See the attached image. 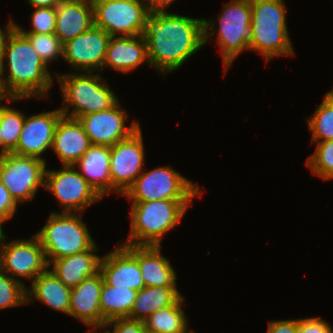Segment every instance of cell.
I'll return each mask as SVG.
<instances>
[{"instance_id":"obj_32","label":"cell","mask_w":333,"mask_h":333,"mask_svg":"<svg viewBox=\"0 0 333 333\" xmlns=\"http://www.w3.org/2000/svg\"><path fill=\"white\" fill-rule=\"evenodd\" d=\"M27 288L0 269V310L27 304Z\"/></svg>"},{"instance_id":"obj_1","label":"cell","mask_w":333,"mask_h":333,"mask_svg":"<svg viewBox=\"0 0 333 333\" xmlns=\"http://www.w3.org/2000/svg\"><path fill=\"white\" fill-rule=\"evenodd\" d=\"M149 65L164 75L180 67L204 45V19L150 12L142 34Z\"/></svg>"},{"instance_id":"obj_4","label":"cell","mask_w":333,"mask_h":333,"mask_svg":"<svg viewBox=\"0 0 333 333\" xmlns=\"http://www.w3.org/2000/svg\"><path fill=\"white\" fill-rule=\"evenodd\" d=\"M192 200L131 202V231L122 245L161 246L162 237L182 220Z\"/></svg>"},{"instance_id":"obj_23","label":"cell","mask_w":333,"mask_h":333,"mask_svg":"<svg viewBox=\"0 0 333 333\" xmlns=\"http://www.w3.org/2000/svg\"><path fill=\"white\" fill-rule=\"evenodd\" d=\"M110 157L111 147L92 144L73 165L102 198L111 194Z\"/></svg>"},{"instance_id":"obj_40","label":"cell","mask_w":333,"mask_h":333,"mask_svg":"<svg viewBox=\"0 0 333 333\" xmlns=\"http://www.w3.org/2000/svg\"><path fill=\"white\" fill-rule=\"evenodd\" d=\"M5 76L2 74V71L0 70V101L7 100V102L11 103V101H17V100H24V98H15L14 95L9 91L6 82H5ZM0 106L1 103H0Z\"/></svg>"},{"instance_id":"obj_42","label":"cell","mask_w":333,"mask_h":333,"mask_svg":"<svg viewBox=\"0 0 333 333\" xmlns=\"http://www.w3.org/2000/svg\"><path fill=\"white\" fill-rule=\"evenodd\" d=\"M66 0H28V4L31 5V7L37 8V7H56L61 2H64Z\"/></svg>"},{"instance_id":"obj_14","label":"cell","mask_w":333,"mask_h":333,"mask_svg":"<svg viewBox=\"0 0 333 333\" xmlns=\"http://www.w3.org/2000/svg\"><path fill=\"white\" fill-rule=\"evenodd\" d=\"M93 145L114 146L117 142L129 137L139 127V121H133L129 126L126 110L119 101L111 108L89 113L78 119Z\"/></svg>"},{"instance_id":"obj_6","label":"cell","mask_w":333,"mask_h":333,"mask_svg":"<svg viewBox=\"0 0 333 333\" xmlns=\"http://www.w3.org/2000/svg\"><path fill=\"white\" fill-rule=\"evenodd\" d=\"M250 27V0H232L226 3L215 21L204 18L205 44L209 37L217 35V43L223 57L224 73L240 53L249 50Z\"/></svg>"},{"instance_id":"obj_21","label":"cell","mask_w":333,"mask_h":333,"mask_svg":"<svg viewBox=\"0 0 333 333\" xmlns=\"http://www.w3.org/2000/svg\"><path fill=\"white\" fill-rule=\"evenodd\" d=\"M94 25L93 4L88 0H66L56 6L55 35L64 44Z\"/></svg>"},{"instance_id":"obj_17","label":"cell","mask_w":333,"mask_h":333,"mask_svg":"<svg viewBox=\"0 0 333 333\" xmlns=\"http://www.w3.org/2000/svg\"><path fill=\"white\" fill-rule=\"evenodd\" d=\"M62 115L63 113L58 108L25 116L18 145L12 153L45 161L41 155L48 148H52L55 128Z\"/></svg>"},{"instance_id":"obj_27","label":"cell","mask_w":333,"mask_h":333,"mask_svg":"<svg viewBox=\"0 0 333 333\" xmlns=\"http://www.w3.org/2000/svg\"><path fill=\"white\" fill-rule=\"evenodd\" d=\"M137 291L129 288L113 287L103 283L100 295V308L103 326L107 321L128 318L136 299Z\"/></svg>"},{"instance_id":"obj_38","label":"cell","mask_w":333,"mask_h":333,"mask_svg":"<svg viewBox=\"0 0 333 333\" xmlns=\"http://www.w3.org/2000/svg\"><path fill=\"white\" fill-rule=\"evenodd\" d=\"M266 333H298V319L270 321Z\"/></svg>"},{"instance_id":"obj_18","label":"cell","mask_w":333,"mask_h":333,"mask_svg":"<svg viewBox=\"0 0 333 333\" xmlns=\"http://www.w3.org/2000/svg\"><path fill=\"white\" fill-rule=\"evenodd\" d=\"M104 283L101 272L85 278L72 288L69 315L97 331L103 327L100 295Z\"/></svg>"},{"instance_id":"obj_24","label":"cell","mask_w":333,"mask_h":333,"mask_svg":"<svg viewBox=\"0 0 333 333\" xmlns=\"http://www.w3.org/2000/svg\"><path fill=\"white\" fill-rule=\"evenodd\" d=\"M26 289L27 304L38 300L48 307L69 315L72 288L65 286L48 267ZM30 300V301H29Z\"/></svg>"},{"instance_id":"obj_33","label":"cell","mask_w":333,"mask_h":333,"mask_svg":"<svg viewBox=\"0 0 333 333\" xmlns=\"http://www.w3.org/2000/svg\"><path fill=\"white\" fill-rule=\"evenodd\" d=\"M31 43L34 50L40 55L43 61L48 63L63 57V43L54 34H23Z\"/></svg>"},{"instance_id":"obj_5","label":"cell","mask_w":333,"mask_h":333,"mask_svg":"<svg viewBox=\"0 0 333 333\" xmlns=\"http://www.w3.org/2000/svg\"><path fill=\"white\" fill-rule=\"evenodd\" d=\"M60 83L63 115L79 119L89 113L107 110L119 100L102 75L95 72L55 73ZM73 109L68 111L69 107Z\"/></svg>"},{"instance_id":"obj_16","label":"cell","mask_w":333,"mask_h":333,"mask_svg":"<svg viewBox=\"0 0 333 333\" xmlns=\"http://www.w3.org/2000/svg\"><path fill=\"white\" fill-rule=\"evenodd\" d=\"M104 282L113 287L139 291L145 287L138 264V246L119 244L104 255L100 262Z\"/></svg>"},{"instance_id":"obj_28","label":"cell","mask_w":333,"mask_h":333,"mask_svg":"<svg viewBox=\"0 0 333 333\" xmlns=\"http://www.w3.org/2000/svg\"><path fill=\"white\" fill-rule=\"evenodd\" d=\"M181 296L172 306L162 308L144 320L146 333H196L187 331L188 324Z\"/></svg>"},{"instance_id":"obj_13","label":"cell","mask_w":333,"mask_h":333,"mask_svg":"<svg viewBox=\"0 0 333 333\" xmlns=\"http://www.w3.org/2000/svg\"><path fill=\"white\" fill-rule=\"evenodd\" d=\"M141 127L111 147V190L123 195L143 171L145 161Z\"/></svg>"},{"instance_id":"obj_39","label":"cell","mask_w":333,"mask_h":333,"mask_svg":"<svg viewBox=\"0 0 333 333\" xmlns=\"http://www.w3.org/2000/svg\"><path fill=\"white\" fill-rule=\"evenodd\" d=\"M149 12H166L175 0H143Z\"/></svg>"},{"instance_id":"obj_12","label":"cell","mask_w":333,"mask_h":333,"mask_svg":"<svg viewBox=\"0 0 333 333\" xmlns=\"http://www.w3.org/2000/svg\"><path fill=\"white\" fill-rule=\"evenodd\" d=\"M5 241L6 236L3 231L0 244V269L10 274L13 279L21 283L23 281L20 278L33 281L49 267L44 249L35 234L29 240Z\"/></svg>"},{"instance_id":"obj_9","label":"cell","mask_w":333,"mask_h":333,"mask_svg":"<svg viewBox=\"0 0 333 333\" xmlns=\"http://www.w3.org/2000/svg\"><path fill=\"white\" fill-rule=\"evenodd\" d=\"M92 4L94 25L110 36L143 34L150 13L143 0H98Z\"/></svg>"},{"instance_id":"obj_31","label":"cell","mask_w":333,"mask_h":333,"mask_svg":"<svg viewBox=\"0 0 333 333\" xmlns=\"http://www.w3.org/2000/svg\"><path fill=\"white\" fill-rule=\"evenodd\" d=\"M316 143L315 152L306 160V166L312 174L324 180L333 179V140L312 142Z\"/></svg>"},{"instance_id":"obj_41","label":"cell","mask_w":333,"mask_h":333,"mask_svg":"<svg viewBox=\"0 0 333 333\" xmlns=\"http://www.w3.org/2000/svg\"><path fill=\"white\" fill-rule=\"evenodd\" d=\"M16 27V22L13 20H10V22L6 25V31L1 29L0 27V65L2 62V55H3V49L6 43V40L9 36V34L12 32V30Z\"/></svg>"},{"instance_id":"obj_11","label":"cell","mask_w":333,"mask_h":333,"mask_svg":"<svg viewBox=\"0 0 333 333\" xmlns=\"http://www.w3.org/2000/svg\"><path fill=\"white\" fill-rule=\"evenodd\" d=\"M61 205V212L84 213L83 211L102 197L85 180L73 165H63L60 170H47L45 187Z\"/></svg>"},{"instance_id":"obj_37","label":"cell","mask_w":333,"mask_h":333,"mask_svg":"<svg viewBox=\"0 0 333 333\" xmlns=\"http://www.w3.org/2000/svg\"><path fill=\"white\" fill-rule=\"evenodd\" d=\"M17 210V203L0 180V225L10 220Z\"/></svg>"},{"instance_id":"obj_20","label":"cell","mask_w":333,"mask_h":333,"mask_svg":"<svg viewBox=\"0 0 333 333\" xmlns=\"http://www.w3.org/2000/svg\"><path fill=\"white\" fill-rule=\"evenodd\" d=\"M144 62L149 65L147 42L142 35L110 37L103 69L109 67L128 74Z\"/></svg>"},{"instance_id":"obj_44","label":"cell","mask_w":333,"mask_h":333,"mask_svg":"<svg viewBox=\"0 0 333 333\" xmlns=\"http://www.w3.org/2000/svg\"><path fill=\"white\" fill-rule=\"evenodd\" d=\"M2 235H3V228H2V226L0 225V238H2Z\"/></svg>"},{"instance_id":"obj_22","label":"cell","mask_w":333,"mask_h":333,"mask_svg":"<svg viewBox=\"0 0 333 333\" xmlns=\"http://www.w3.org/2000/svg\"><path fill=\"white\" fill-rule=\"evenodd\" d=\"M97 250L95 244L90 250L53 260L48 266H53L52 272L65 286L74 288L100 271L102 257L94 253Z\"/></svg>"},{"instance_id":"obj_10","label":"cell","mask_w":333,"mask_h":333,"mask_svg":"<svg viewBox=\"0 0 333 333\" xmlns=\"http://www.w3.org/2000/svg\"><path fill=\"white\" fill-rule=\"evenodd\" d=\"M46 166L44 160L7 153L0 156V180L17 204L24 203L45 187Z\"/></svg>"},{"instance_id":"obj_36","label":"cell","mask_w":333,"mask_h":333,"mask_svg":"<svg viewBox=\"0 0 333 333\" xmlns=\"http://www.w3.org/2000/svg\"><path fill=\"white\" fill-rule=\"evenodd\" d=\"M298 333H333L328 322L320 317L298 319Z\"/></svg>"},{"instance_id":"obj_25","label":"cell","mask_w":333,"mask_h":333,"mask_svg":"<svg viewBox=\"0 0 333 333\" xmlns=\"http://www.w3.org/2000/svg\"><path fill=\"white\" fill-rule=\"evenodd\" d=\"M161 254V246H138V264L145 286L177 287V274Z\"/></svg>"},{"instance_id":"obj_45","label":"cell","mask_w":333,"mask_h":333,"mask_svg":"<svg viewBox=\"0 0 333 333\" xmlns=\"http://www.w3.org/2000/svg\"><path fill=\"white\" fill-rule=\"evenodd\" d=\"M88 1L91 2V3H94V2H96L98 0H88Z\"/></svg>"},{"instance_id":"obj_26","label":"cell","mask_w":333,"mask_h":333,"mask_svg":"<svg viewBox=\"0 0 333 333\" xmlns=\"http://www.w3.org/2000/svg\"><path fill=\"white\" fill-rule=\"evenodd\" d=\"M181 296L177 287L145 286L137 291L128 318L144 321L156 311L172 306Z\"/></svg>"},{"instance_id":"obj_7","label":"cell","mask_w":333,"mask_h":333,"mask_svg":"<svg viewBox=\"0 0 333 333\" xmlns=\"http://www.w3.org/2000/svg\"><path fill=\"white\" fill-rule=\"evenodd\" d=\"M82 213L51 212L35 235L44 249L48 265L56 259L90 250L96 243L81 219Z\"/></svg>"},{"instance_id":"obj_34","label":"cell","mask_w":333,"mask_h":333,"mask_svg":"<svg viewBox=\"0 0 333 333\" xmlns=\"http://www.w3.org/2000/svg\"><path fill=\"white\" fill-rule=\"evenodd\" d=\"M31 16V30L26 31L16 23L22 34H52L56 28V7H37Z\"/></svg>"},{"instance_id":"obj_15","label":"cell","mask_w":333,"mask_h":333,"mask_svg":"<svg viewBox=\"0 0 333 333\" xmlns=\"http://www.w3.org/2000/svg\"><path fill=\"white\" fill-rule=\"evenodd\" d=\"M110 37L100 27L92 25L83 34L63 44V59L77 72L101 71Z\"/></svg>"},{"instance_id":"obj_19","label":"cell","mask_w":333,"mask_h":333,"mask_svg":"<svg viewBox=\"0 0 333 333\" xmlns=\"http://www.w3.org/2000/svg\"><path fill=\"white\" fill-rule=\"evenodd\" d=\"M91 145L81 122L62 115L56 125L52 144V150L62 165H74Z\"/></svg>"},{"instance_id":"obj_43","label":"cell","mask_w":333,"mask_h":333,"mask_svg":"<svg viewBox=\"0 0 333 333\" xmlns=\"http://www.w3.org/2000/svg\"><path fill=\"white\" fill-rule=\"evenodd\" d=\"M0 156L3 155V138H2V132H1V125H0Z\"/></svg>"},{"instance_id":"obj_3","label":"cell","mask_w":333,"mask_h":333,"mask_svg":"<svg viewBox=\"0 0 333 333\" xmlns=\"http://www.w3.org/2000/svg\"><path fill=\"white\" fill-rule=\"evenodd\" d=\"M251 27L249 50L269 61L278 56L295 55L286 22L283 0H250Z\"/></svg>"},{"instance_id":"obj_35","label":"cell","mask_w":333,"mask_h":333,"mask_svg":"<svg viewBox=\"0 0 333 333\" xmlns=\"http://www.w3.org/2000/svg\"><path fill=\"white\" fill-rule=\"evenodd\" d=\"M112 331L107 327H112ZM106 333H146L144 321L130 318H117L107 321L102 327Z\"/></svg>"},{"instance_id":"obj_2","label":"cell","mask_w":333,"mask_h":333,"mask_svg":"<svg viewBox=\"0 0 333 333\" xmlns=\"http://www.w3.org/2000/svg\"><path fill=\"white\" fill-rule=\"evenodd\" d=\"M5 67L9 72L5 82L15 98L48 97L53 84L48 65L16 27L9 34L3 49L0 65L3 75H6Z\"/></svg>"},{"instance_id":"obj_8","label":"cell","mask_w":333,"mask_h":333,"mask_svg":"<svg viewBox=\"0 0 333 333\" xmlns=\"http://www.w3.org/2000/svg\"><path fill=\"white\" fill-rule=\"evenodd\" d=\"M200 188L171 166H159L142 172L123 195L131 202L193 200L200 196Z\"/></svg>"},{"instance_id":"obj_29","label":"cell","mask_w":333,"mask_h":333,"mask_svg":"<svg viewBox=\"0 0 333 333\" xmlns=\"http://www.w3.org/2000/svg\"><path fill=\"white\" fill-rule=\"evenodd\" d=\"M311 142L333 140V95L327 92L315 113L307 119Z\"/></svg>"},{"instance_id":"obj_30","label":"cell","mask_w":333,"mask_h":333,"mask_svg":"<svg viewBox=\"0 0 333 333\" xmlns=\"http://www.w3.org/2000/svg\"><path fill=\"white\" fill-rule=\"evenodd\" d=\"M25 114L10 106H0V125L3 138V155L12 153L19 142Z\"/></svg>"}]
</instances>
